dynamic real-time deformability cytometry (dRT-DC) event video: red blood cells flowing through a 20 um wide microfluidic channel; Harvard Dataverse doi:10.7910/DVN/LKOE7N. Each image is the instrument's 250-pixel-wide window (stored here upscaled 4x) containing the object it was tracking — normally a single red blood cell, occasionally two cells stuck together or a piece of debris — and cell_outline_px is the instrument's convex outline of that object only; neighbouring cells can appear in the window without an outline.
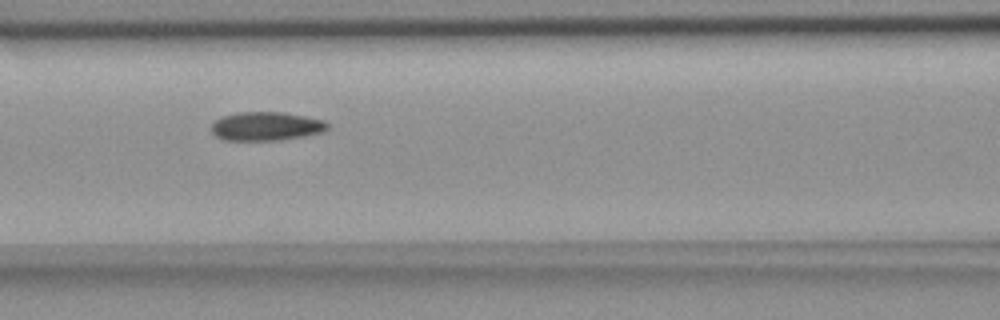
{"species": "common noctule bat (a hibernating species)", "species_latin": "Nyctalus noctula", "temperature_condition": "room temperature", "stored_images_in_passage": 7, "camera_frame_rate_fps": 3000, "um_per_image_px": 0.085, "animal": {"sex": "female", "body_mass_g": 18.4}, "frame": {"image": 1, "passage_image": 7, "time_ms": 7.333, "image_size_px": [1000, 320], "cell_outline_px": [[328, 128], [324, 132], [304, 136], [280, 140], [224, 140], [216, 136], [212, 132], [212, 124], [216, 120], [224, 116], [236, 112], [284, 112], [324, 120], [328, 124]], "centroid_in_image_um": [22.64, 10.73], "position_along_channel_um": 144.0, "area_um2": 19.42}}